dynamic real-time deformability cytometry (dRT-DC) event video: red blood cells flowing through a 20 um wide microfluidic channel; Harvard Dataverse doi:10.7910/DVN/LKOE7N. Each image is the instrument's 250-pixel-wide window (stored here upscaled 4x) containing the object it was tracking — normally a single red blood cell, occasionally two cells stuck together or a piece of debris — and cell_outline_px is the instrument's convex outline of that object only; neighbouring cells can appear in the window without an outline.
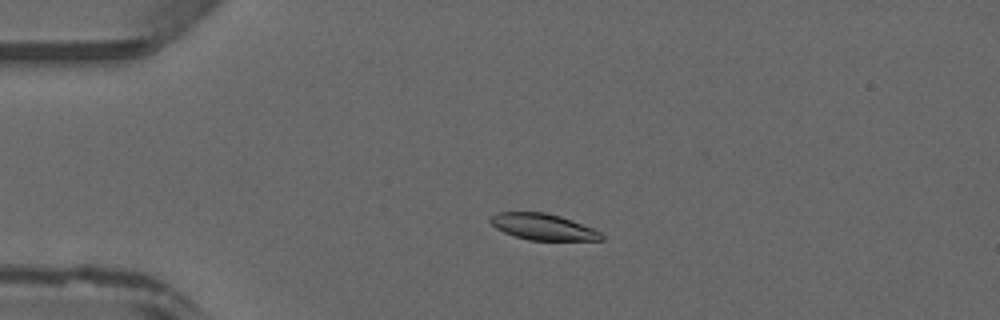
{"species": "common noctule bat (a hibernating species)", "species_latin": "Nyctalus noctula", "temperature_condition": "warm", "stored_images_in_passage": 47, "camera_frame_rate_fps": 3000, "um_per_image_px": 0.085, "animal": {"sex": "male", "forearm_length_mm": 52.5}, "frame": {"image": 1, "passage_image": 11, "time_ms": 3.333, "image_size_px": [1000, 320], "cell_outline_px": [[604, 240], [528, 240], [504, 232], [496, 228], [488, 220], [488, 216], [496, 212], [544, 212], [560, 216], [592, 228], [600, 232], [604, 236]], "centroid_in_image_um": [46.11, 19.27], "position_along_channel_um": 38.9, "area_um2": 16.94}}
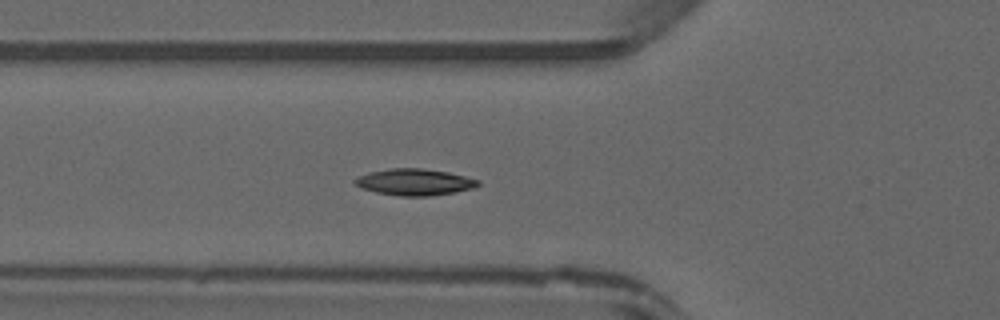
{"frame": {"image": 2, "passage_image": 17, "time_ms": 5.333, "image_size_px": [1000, 320], "cell_outline_px": [[480, 184], [472, 188], [456, 192], [428, 196], [400, 196], [376, 192], [360, 188], [352, 180], [368, 172], [392, 168], [424, 168], [448, 172], [480, 180]], "centroid_in_image_um": [35.23, 15.47], "position_along_channel_um": 90.6, "area_um2": 19.02}}
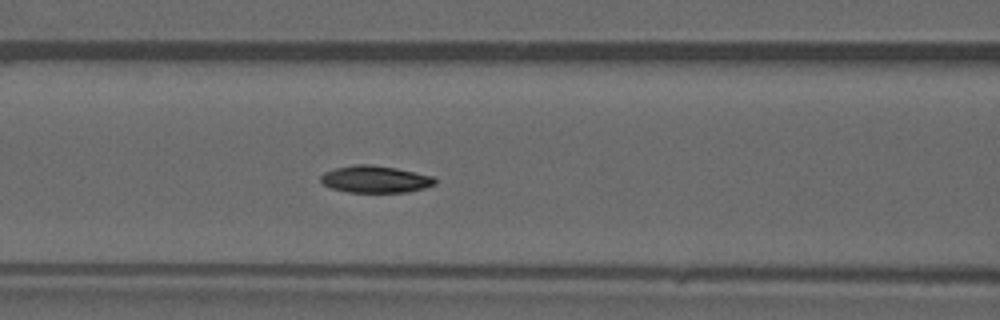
{"frame": {"image": 3, "passage_image": 20, "time_ms": 6.333, "image_size_px": [1000, 320], "cell_outline_px": [[436, 184], [424, 188], [408, 192], [348, 192], [332, 188], [324, 184], [320, 180], [320, 176], [324, 172], [336, 168], [352, 164], [372, 164], [396, 168], [432, 176], [436, 180]], "centroid_in_image_um": [31.89, 15.23], "position_along_channel_um": 134.7, "area_um2": 17.98}}